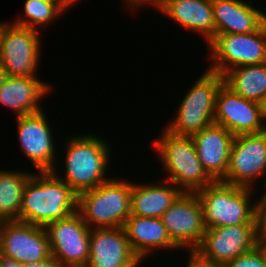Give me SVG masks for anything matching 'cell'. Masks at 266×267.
<instances>
[{
	"instance_id": "32",
	"label": "cell",
	"mask_w": 266,
	"mask_h": 267,
	"mask_svg": "<svg viewBox=\"0 0 266 267\" xmlns=\"http://www.w3.org/2000/svg\"><path fill=\"white\" fill-rule=\"evenodd\" d=\"M0 266L1 267H22V264L14 259L7 258L5 256L0 255Z\"/></svg>"
},
{
	"instance_id": "2",
	"label": "cell",
	"mask_w": 266,
	"mask_h": 267,
	"mask_svg": "<svg viewBox=\"0 0 266 267\" xmlns=\"http://www.w3.org/2000/svg\"><path fill=\"white\" fill-rule=\"evenodd\" d=\"M78 194L53 171L33 172L21 200L19 221L45 227L77 212Z\"/></svg>"
},
{
	"instance_id": "11",
	"label": "cell",
	"mask_w": 266,
	"mask_h": 267,
	"mask_svg": "<svg viewBox=\"0 0 266 267\" xmlns=\"http://www.w3.org/2000/svg\"><path fill=\"white\" fill-rule=\"evenodd\" d=\"M45 230L51 256L66 267H86L90 257V231L78 212L48 223Z\"/></svg>"
},
{
	"instance_id": "22",
	"label": "cell",
	"mask_w": 266,
	"mask_h": 267,
	"mask_svg": "<svg viewBox=\"0 0 266 267\" xmlns=\"http://www.w3.org/2000/svg\"><path fill=\"white\" fill-rule=\"evenodd\" d=\"M162 180L160 184L154 182L138 184L132 181L131 215L161 218L183 193L170 181L163 178Z\"/></svg>"
},
{
	"instance_id": "37",
	"label": "cell",
	"mask_w": 266,
	"mask_h": 267,
	"mask_svg": "<svg viewBox=\"0 0 266 267\" xmlns=\"http://www.w3.org/2000/svg\"><path fill=\"white\" fill-rule=\"evenodd\" d=\"M262 180H264V186H265L264 189H265V192H266V176Z\"/></svg>"
},
{
	"instance_id": "9",
	"label": "cell",
	"mask_w": 266,
	"mask_h": 267,
	"mask_svg": "<svg viewBox=\"0 0 266 267\" xmlns=\"http://www.w3.org/2000/svg\"><path fill=\"white\" fill-rule=\"evenodd\" d=\"M257 245L254 219L251 223L206 229L192 255L205 264L222 266Z\"/></svg>"
},
{
	"instance_id": "20",
	"label": "cell",
	"mask_w": 266,
	"mask_h": 267,
	"mask_svg": "<svg viewBox=\"0 0 266 267\" xmlns=\"http://www.w3.org/2000/svg\"><path fill=\"white\" fill-rule=\"evenodd\" d=\"M132 251L146 261L156 250L181 249L170 239L161 218H148L130 215L123 226ZM153 253V254H152Z\"/></svg>"
},
{
	"instance_id": "33",
	"label": "cell",
	"mask_w": 266,
	"mask_h": 267,
	"mask_svg": "<svg viewBox=\"0 0 266 267\" xmlns=\"http://www.w3.org/2000/svg\"><path fill=\"white\" fill-rule=\"evenodd\" d=\"M7 78H8V74L6 73L2 65L0 64V87L4 84Z\"/></svg>"
},
{
	"instance_id": "4",
	"label": "cell",
	"mask_w": 266,
	"mask_h": 267,
	"mask_svg": "<svg viewBox=\"0 0 266 267\" xmlns=\"http://www.w3.org/2000/svg\"><path fill=\"white\" fill-rule=\"evenodd\" d=\"M131 190L129 179L111 177L78 194L77 212L90 229L123 227L131 215Z\"/></svg>"
},
{
	"instance_id": "23",
	"label": "cell",
	"mask_w": 266,
	"mask_h": 267,
	"mask_svg": "<svg viewBox=\"0 0 266 267\" xmlns=\"http://www.w3.org/2000/svg\"><path fill=\"white\" fill-rule=\"evenodd\" d=\"M224 84L243 98L262 104L266 97V62L234 67L224 75Z\"/></svg>"
},
{
	"instance_id": "26",
	"label": "cell",
	"mask_w": 266,
	"mask_h": 267,
	"mask_svg": "<svg viewBox=\"0 0 266 267\" xmlns=\"http://www.w3.org/2000/svg\"><path fill=\"white\" fill-rule=\"evenodd\" d=\"M221 267H266V253L261 245H257Z\"/></svg>"
},
{
	"instance_id": "5",
	"label": "cell",
	"mask_w": 266,
	"mask_h": 267,
	"mask_svg": "<svg viewBox=\"0 0 266 267\" xmlns=\"http://www.w3.org/2000/svg\"><path fill=\"white\" fill-rule=\"evenodd\" d=\"M254 191L214 181L195 192L202 205L206 228L251 223L255 215Z\"/></svg>"
},
{
	"instance_id": "27",
	"label": "cell",
	"mask_w": 266,
	"mask_h": 267,
	"mask_svg": "<svg viewBox=\"0 0 266 267\" xmlns=\"http://www.w3.org/2000/svg\"><path fill=\"white\" fill-rule=\"evenodd\" d=\"M255 203V229L258 245L266 243V192Z\"/></svg>"
},
{
	"instance_id": "30",
	"label": "cell",
	"mask_w": 266,
	"mask_h": 267,
	"mask_svg": "<svg viewBox=\"0 0 266 267\" xmlns=\"http://www.w3.org/2000/svg\"><path fill=\"white\" fill-rule=\"evenodd\" d=\"M43 2L57 5L63 12H67L68 9H71L72 5L69 0H41Z\"/></svg>"
},
{
	"instance_id": "13",
	"label": "cell",
	"mask_w": 266,
	"mask_h": 267,
	"mask_svg": "<svg viewBox=\"0 0 266 267\" xmlns=\"http://www.w3.org/2000/svg\"><path fill=\"white\" fill-rule=\"evenodd\" d=\"M0 255L21 264L48 259L51 250L45 228L17 220L0 221Z\"/></svg>"
},
{
	"instance_id": "29",
	"label": "cell",
	"mask_w": 266,
	"mask_h": 267,
	"mask_svg": "<svg viewBox=\"0 0 266 267\" xmlns=\"http://www.w3.org/2000/svg\"><path fill=\"white\" fill-rule=\"evenodd\" d=\"M22 267H66V266L60 263L56 258L51 256L48 259L39 262L31 264L24 263L22 264Z\"/></svg>"
},
{
	"instance_id": "31",
	"label": "cell",
	"mask_w": 266,
	"mask_h": 267,
	"mask_svg": "<svg viewBox=\"0 0 266 267\" xmlns=\"http://www.w3.org/2000/svg\"><path fill=\"white\" fill-rule=\"evenodd\" d=\"M188 257L189 258L187 260L188 263L186 264V267H221V266H216V265L205 264V263L199 261L192 254H189Z\"/></svg>"
},
{
	"instance_id": "28",
	"label": "cell",
	"mask_w": 266,
	"mask_h": 267,
	"mask_svg": "<svg viewBox=\"0 0 266 267\" xmlns=\"http://www.w3.org/2000/svg\"><path fill=\"white\" fill-rule=\"evenodd\" d=\"M161 0H125L124 3L125 7L131 8L134 12V10L137 11V9H140L144 7V5H152L151 7H155ZM140 7V8H139ZM134 9V10H133Z\"/></svg>"
},
{
	"instance_id": "17",
	"label": "cell",
	"mask_w": 266,
	"mask_h": 267,
	"mask_svg": "<svg viewBox=\"0 0 266 267\" xmlns=\"http://www.w3.org/2000/svg\"><path fill=\"white\" fill-rule=\"evenodd\" d=\"M202 167L214 181L227 174L234 135L225 127L212 124L192 136Z\"/></svg>"
},
{
	"instance_id": "7",
	"label": "cell",
	"mask_w": 266,
	"mask_h": 267,
	"mask_svg": "<svg viewBox=\"0 0 266 267\" xmlns=\"http://www.w3.org/2000/svg\"><path fill=\"white\" fill-rule=\"evenodd\" d=\"M206 45L207 69L222 76L234 67L265 63L266 23L251 33L217 34Z\"/></svg>"
},
{
	"instance_id": "15",
	"label": "cell",
	"mask_w": 266,
	"mask_h": 267,
	"mask_svg": "<svg viewBox=\"0 0 266 267\" xmlns=\"http://www.w3.org/2000/svg\"><path fill=\"white\" fill-rule=\"evenodd\" d=\"M214 124L225 127L234 136L266 130L262 104L243 98L225 84L216 96Z\"/></svg>"
},
{
	"instance_id": "25",
	"label": "cell",
	"mask_w": 266,
	"mask_h": 267,
	"mask_svg": "<svg viewBox=\"0 0 266 267\" xmlns=\"http://www.w3.org/2000/svg\"><path fill=\"white\" fill-rule=\"evenodd\" d=\"M64 12L57 6L41 0H26L24 3L25 18L18 16L14 25L38 30V26H48L57 21ZM37 26V27H36Z\"/></svg>"
},
{
	"instance_id": "14",
	"label": "cell",
	"mask_w": 266,
	"mask_h": 267,
	"mask_svg": "<svg viewBox=\"0 0 266 267\" xmlns=\"http://www.w3.org/2000/svg\"><path fill=\"white\" fill-rule=\"evenodd\" d=\"M17 139L21 151L29 159L36 172L53 171L56 167L55 140L46 114L40 112L16 117Z\"/></svg>"
},
{
	"instance_id": "10",
	"label": "cell",
	"mask_w": 266,
	"mask_h": 267,
	"mask_svg": "<svg viewBox=\"0 0 266 267\" xmlns=\"http://www.w3.org/2000/svg\"><path fill=\"white\" fill-rule=\"evenodd\" d=\"M266 176V130L234 136L226 176L221 182L254 189Z\"/></svg>"
},
{
	"instance_id": "36",
	"label": "cell",
	"mask_w": 266,
	"mask_h": 267,
	"mask_svg": "<svg viewBox=\"0 0 266 267\" xmlns=\"http://www.w3.org/2000/svg\"><path fill=\"white\" fill-rule=\"evenodd\" d=\"M262 246V248L264 249L265 253H266V243H262L260 244Z\"/></svg>"
},
{
	"instance_id": "19",
	"label": "cell",
	"mask_w": 266,
	"mask_h": 267,
	"mask_svg": "<svg viewBox=\"0 0 266 267\" xmlns=\"http://www.w3.org/2000/svg\"><path fill=\"white\" fill-rule=\"evenodd\" d=\"M154 8L182 28L199 33L206 43L215 36L212 0H161Z\"/></svg>"
},
{
	"instance_id": "24",
	"label": "cell",
	"mask_w": 266,
	"mask_h": 267,
	"mask_svg": "<svg viewBox=\"0 0 266 267\" xmlns=\"http://www.w3.org/2000/svg\"><path fill=\"white\" fill-rule=\"evenodd\" d=\"M32 173L0 169V221H19L24 187Z\"/></svg>"
},
{
	"instance_id": "21",
	"label": "cell",
	"mask_w": 266,
	"mask_h": 267,
	"mask_svg": "<svg viewBox=\"0 0 266 267\" xmlns=\"http://www.w3.org/2000/svg\"><path fill=\"white\" fill-rule=\"evenodd\" d=\"M243 0H212L215 35L257 31L265 23V12Z\"/></svg>"
},
{
	"instance_id": "1",
	"label": "cell",
	"mask_w": 266,
	"mask_h": 267,
	"mask_svg": "<svg viewBox=\"0 0 266 267\" xmlns=\"http://www.w3.org/2000/svg\"><path fill=\"white\" fill-rule=\"evenodd\" d=\"M66 139L63 169L61 172L57 167L53 170L60 179L77 194L111 179L107 176L113 149L109 141L92 133H77Z\"/></svg>"
},
{
	"instance_id": "6",
	"label": "cell",
	"mask_w": 266,
	"mask_h": 267,
	"mask_svg": "<svg viewBox=\"0 0 266 267\" xmlns=\"http://www.w3.org/2000/svg\"><path fill=\"white\" fill-rule=\"evenodd\" d=\"M224 78L217 72L205 70L185 94L175 117L164 126L176 135L192 136L214 124L216 96Z\"/></svg>"
},
{
	"instance_id": "16",
	"label": "cell",
	"mask_w": 266,
	"mask_h": 267,
	"mask_svg": "<svg viewBox=\"0 0 266 267\" xmlns=\"http://www.w3.org/2000/svg\"><path fill=\"white\" fill-rule=\"evenodd\" d=\"M141 263L132 251L123 227L91 229L86 267H138Z\"/></svg>"
},
{
	"instance_id": "3",
	"label": "cell",
	"mask_w": 266,
	"mask_h": 267,
	"mask_svg": "<svg viewBox=\"0 0 266 267\" xmlns=\"http://www.w3.org/2000/svg\"><path fill=\"white\" fill-rule=\"evenodd\" d=\"M151 143L166 173L164 180L182 192L195 193L214 182L202 167L191 136L176 135L163 128Z\"/></svg>"
},
{
	"instance_id": "12",
	"label": "cell",
	"mask_w": 266,
	"mask_h": 267,
	"mask_svg": "<svg viewBox=\"0 0 266 267\" xmlns=\"http://www.w3.org/2000/svg\"><path fill=\"white\" fill-rule=\"evenodd\" d=\"M170 239L188 254L200 245L206 225L200 200L196 193L183 192L161 216Z\"/></svg>"
},
{
	"instance_id": "8",
	"label": "cell",
	"mask_w": 266,
	"mask_h": 267,
	"mask_svg": "<svg viewBox=\"0 0 266 267\" xmlns=\"http://www.w3.org/2000/svg\"><path fill=\"white\" fill-rule=\"evenodd\" d=\"M38 30L0 23V64L8 76H36L41 55Z\"/></svg>"
},
{
	"instance_id": "34",
	"label": "cell",
	"mask_w": 266,
	"mask_h": 267,
	"mask_svg": "<svg viewBox=\"0 0 266 267\" xmlns=\"http://www.w3.org/2000/svg\"><path fill=\"white\" fill-rule=\"evenodd\" d=\"M262 111H263L264 118L266 120V97L262 103Z\"/></svg>"
},
{
	"instance_id": "18",
	"label": "cell",
	"mask_w": 266,
	"mask_h": 267,
	"mask_svg": "<svg viewBox=\"0 0 266 267\" xmlns=\"http://www.w3.org/2000/svg\"><path fill=\"white\" fill-rule=\"evenodd\" d=\"M41 80L38 76H8L0 87V104L13 110L15 117L44 110L40 104L53 88Z\"/></svg>"
},
{
	"instance_id": "35",
	"label": "cell",
	"mask_w": 266,
	"mask_h": 267,
	"mask_svg": "<svg viewBox=\"0 0 266 267\" xmlns=\"http://www.w3.org/2000/svg\"><path fill=\"white\" fill-rule=\"evenodd\" d=\"M80 0H69L70 4L73 6L75 3L78 4Z\"/></svg>"
}]
</instances>
